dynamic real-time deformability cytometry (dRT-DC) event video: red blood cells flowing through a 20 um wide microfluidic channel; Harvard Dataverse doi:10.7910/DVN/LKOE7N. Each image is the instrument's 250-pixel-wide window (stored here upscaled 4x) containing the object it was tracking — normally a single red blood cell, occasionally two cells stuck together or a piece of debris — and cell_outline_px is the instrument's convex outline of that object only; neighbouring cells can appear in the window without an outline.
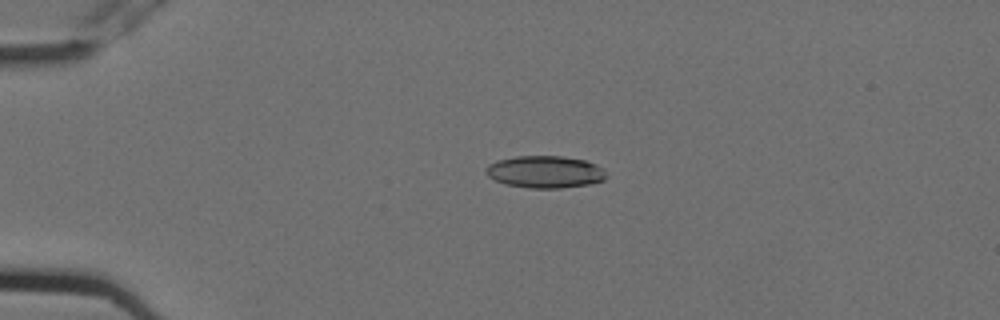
{"species": "Egyptian fruit bat (a non-hibernating species)", "species_latin": "Rousettus aegyptiacus", "temperature_condition": "cold", "stored_images_in_passage": 6, "camera_frame_rate_fps": 3000, "um_per_image_px": 0.085, "animal": {"sex": "female"}, "frame": {"image": 1, "passage_image": 5, "time_ms": 1.333, "image_size_px": [1000, 320], "cell_outline_px": [[608, 176], [604, 180], [588, 184], [560, 188], [528, 188], [504, 184], [488, 176], [484, 172], [488, 164], [500, 160], [516, 156], [564, 156], [584, 160], [596, 164], [604, 168]], "centroid_in_image_um": [46.35, 14.61], "position_along_channel_um": 38.7, "area_um2": 22.66}}